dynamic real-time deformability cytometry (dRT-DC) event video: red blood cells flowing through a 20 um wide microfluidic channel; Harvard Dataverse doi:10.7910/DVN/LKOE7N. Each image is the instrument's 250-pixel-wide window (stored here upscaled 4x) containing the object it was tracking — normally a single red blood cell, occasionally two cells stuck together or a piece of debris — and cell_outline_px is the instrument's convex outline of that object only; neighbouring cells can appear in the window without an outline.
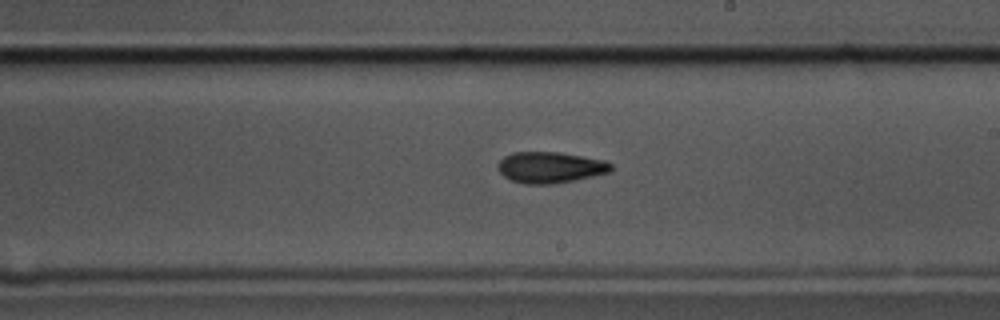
{"species": "common noctule bat (a hibernating species)", "species_latin": "Nyctalus noctula", "temperature_condition": "cold", "stored_images_in_passage": 56, "camera_frame_rate_fps": 3000, "um_per_image_px": 0.085, "animal": {"sex": "male", "body_mass_g": 17.5, "forearm_length_mm": 52.3}, "frame": {"image": 1, "passage_image": 32, "time_ms": 10.333, "image_size_px": [1000, 320], "cell_outline_px": [[612, 172], [552, 184], [524, 184], [512, 180], [504, 176], [496, 168], [496, 164], [504, 156], [512, 152], [560, 152], [604, 160], [612, 164]], "centroid_in_image_um": [46.74, 14.22], "position_along_channel_um": 242.3, "area_um2": 20.58}}
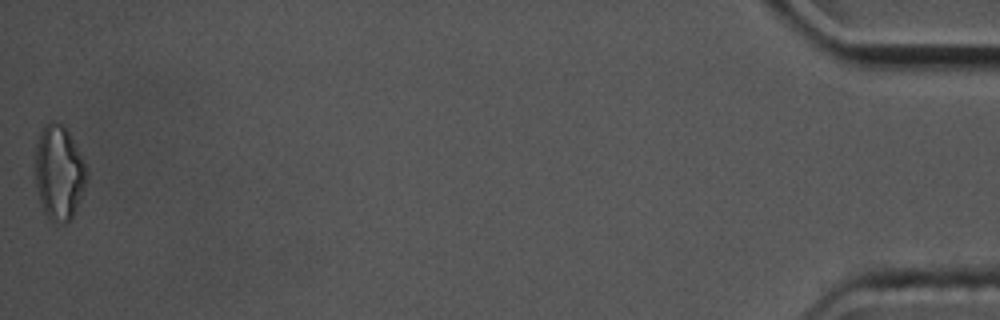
{"frame": {"image": 2, "passage_image": 56, "time_ms": 18.333, "image_size_px": [1000, 320], "cell_outline_px": [[88, 176], [80, 200], [72, 220], [64, 224], [52, 220], [44, 212], [36, 188], [36, 144], [40, 132], [44, 124], [52, 120], [56, 120], [68, 132], [88, 172]], "centroid_in_image_um": [5.01, 14.7], "position_along_channel_um": 430.2, "area_um2": 28.03}, "authors_computed_cell_mechanics": {"area_um2": 20.1722, "velocity_mm_per_s": 3.5767, "shape_relaxation_time_tau1_ms": 3.827, "shape_relaxation_time_tau2_ms": 6.6549, "deformation_change_tau1": 0.1498, "deformation_change_tau2": 0.1658}}